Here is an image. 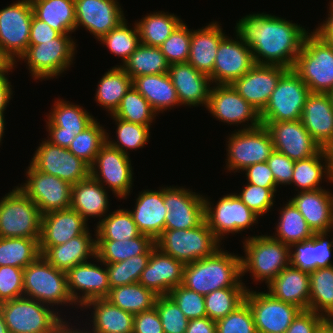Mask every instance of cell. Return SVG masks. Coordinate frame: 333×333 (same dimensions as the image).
Instances as JSON below:
<instances>
[{
    "label": "cell",
    "mask_w": 333,
    "mask_h": 333,
    "mask_svg": "<svg viewBox=\"0 0 333 333\" xmlns=\"http://www.w3.org/2000/svg\"><path fill=\"white\" fill-rule=\"evenodd\" d=\"M234 33L250 47L256 64L293 69L310 31L286 18L263 12L243 16Z\"/></svg>",
    "instance_id": "obj_1"
},
{
    "label": "cell",
    "mask_w": 333,
    "mask_h": 333,
    "mask_svg": "<svg viewBox=\"0 0 333 333\" xmlns=\"http://www.w3.org/2000/svg\"><path fill=\"white\" fill-rule=\"evenodd\" d=\"M241 279V255L219 248L209 257L185 264L182 285L205 296L221 288L246 287Z\"/></svg>",
    "instance_id": "obj_2"
},
{
    "label": "cell",
    "mask_w": 333,
    "mask_h": 333,
    "mask_svg": "<svg viewBox=\"0 0 333 333\" xmlns=\"http://www.w3.org/2000/svg\"><path fill=\"white\" fill-rule=\"evenodd\" d=\"M241 256L242 277L249 271L253 281L268 285L283 269L290 265V246L272 235L249 236L243 242Z\"/></svg>",
    "instance_id": "obj_3"
},
{
    "label": "cell",
    "mask_w": 333,
    "mask_h": 333,
    "mask_svg": "<svg viewBox=\"0 0 333 333\" xmlns=\"http://www.w3.org/2000/svg\"><path fill=\"white\" fill-rule=\"evenodd\" d=\"M23 296L53 309L54 305L76 306L68 291L66 272L53 267L42 255L24 268Z\"/></svg>",
    "instance_id": "obj_4"
},
{
    "label": "cell",
    "mask_w": 333,
    "mask_h": 333,
    "mask_svg": "<svg viewBox=\"0 0 333 333\" xmlns=\"http://www.w3.org/2000/svg\"><path fill=\"white\" fill-rule=\"evenodd\" d=\"M293 70L311 93H330L333 90V48L311 31L305 37Z\"/></svg>",
    "instance_id": "obj_5"
},
{
    "label": "cell",
    "mask_w": 333,
    "mask_h": 333,
    "mask_svg": "<svg viewBox=\"0 0 333 333\" xmlns=\"http://www.w3.org/2000/svg\"><path fill=\"white\" fill-rule=\"evenodd\" d=\"M0 308L9 333H56L66 322L57 308L24 296L0 303Z\"/></svg>",
    "instance_id": "obj_6"
},
{
    "label": "cell",
    "mask_w": 333,
    "mask_h": 333,
    "mask_svg": "<svg viewBox=\"0 0 333 333\" xmlns=\"http://www.w3.org/2000/svg\"><path fill=\"white\" fill-rule=\"evenodd\" d=\"M155 245L163 253L187 264L213 255L222 243L204 220L192 229L164 230Z\"/></svg>",
    "instance_id": "obj_7"
},
{
    "label": "cell",
    "mask_w": 333,
    "mask_h": 333,
    "mask_svg": "<svg viewBox=\"0 0 333 333\" xmlns=\"http://www.w3.org/2000/svg\"><path fill=\"white\" fill-rule=\"evenodd\" d=\"M71 34H61L53 40L29 45L19 61H25L33 80L57 78L74 62L76 43Z\"/></svg>",
    "instance_id": "obj_8"
},
{
    "label": "cell",
    "mask_w": 333,
    "mask_h": 333,
    "mask_svg": "<svg viewBox=\"0 0 333 333\" xmlns=\"http://www.w3.org/2000/svg\"><path fill=\"white\" fill-rule=\"evenodd\" d=\"M41 220L38 206L18 186L0 199V238L40 239Z\"/></svg>",
    "instance_id": "obj_9"
},
{
    "label": "cell",
    "mask_w": 333,
    "mask_h": 333,
    "mask_svg": "<svg viewBox=\"0 0 333 333\" xmlns=\"http://www.w3.org/2000/svg\"><path fill=\"white\" fill-rule=\"evenodd\" d=\"M33 15L30 0H18L0 9V53L15 67L29 47Z\"/></svg>",
    "instance_id": "obj_10"
},
{
    "label": "cell",
    "mask_w": 333,
    "mask_h": 333,
    "mask_svg": "<svg viewBox=\"0 0 333 333\" xmlns=\"http://www.w3.org/2000/svg\"><path fill=\"white\" fill-rule=\"evenodd\" d=\"M310 89L293 70L288 69L279 79L271 97L260 113L261 122L296 121L301 119Z\"/></svg>",
    "instance_id": "obj_11"
},
{
    "label": "cell",
    "mask_w": 333,
    "mask_h": 333,
    "mask_svg": "<svg viewBox=\"0 0 333 333\" xmlns=\"http://www.w3.org/2000/svg\"><path fill=\"white\" fill-rule=\"evenodd\" d=\"M234 131L227 136L229 138L227 139L228 144H226L227 159L225 162L227 163L225 167L228 171L240 173L251 165L267 162L274 151V146L271 135L264 125Z\"/></svg>",
    "instance_id": "obj_12"
},
{
    "label": "cell",
    "mask_w": 333,
    "mask_h": 333,
    "mask_svg": "<svg viewBox=\"0 0 333 333\" xmlns=\"http://www.w3.org/2000/svg\"><path fill=\"white\" fill-rule=\"evenodd\" d=\"M204 201L205 220L220 242L225 235L241 233L258 223V216L235 193L223 195L215 206L208 197Z\"/></svg>",
    "instance_id": "obj_13"
},
{
    "label": "cell",
    "mask_w": 333,
    "mask_h": 333,
    "mask_svg": "<svg viewBox=\"0 0 333 333\" xmlns=\"http://www.w3.org/2000/svg\"><path fill=\"white\" fill-rule=\"evenodd\" d=\"M132 171L130 157L108 142L102 146L90 166V176L119 199H126L131 193L134 181Z\"/></svg>",
    "instance_id": "obj_14"
},
{
    "label": "cell",
    "mask_w": 333,
    "mask_h": 333,
    "mask_svg": "<svg viewBox=\"0 0 333 333\" xmlns=\"http://www.w3.org/2000/svg\"><path fill=\"white\" fill-rule=\"evenodd\" d=\"M206 109L223 123L237 124V126L242 124L243 128L241 125L240 130L253 129L262 125L259 111L239 95L231 84L211 86Z\"/></svg>",
    "instance_id": "obj_15"
},
{
    "label": "cell",
    "mask_w": 333,
    "mask_h": 333,
    "mask_svg": "<svg viewBox=\"0 0 333 333\" xmlns=\"http://www.w3.org/2000/svg\"><path fill=\"white\" fill-rule=\"evenodd\" d=\"M245 301L252 311L257 333H285L302 311L298 306L278 300L263 291L248 289Z\"/></svg>",
    "instance_id": "obj_16"
},
{
    "label": "cell",
    "mask_w": 333,
    "mask_h": 333,
    "mask_svg": "<svg viewBox=\"0 0 333 333\" xmlns=\"http://www.w3.org/2000/svg\"><path fill=\"white\" fill-rule=\"evenodd\" d=\"M39 145L30 162L34 169L71 185L90 176V166L67 148L53 145L46 138Z\"/></svg>",
    "instance_id": "obj_17"
},
{
    "label": "cell",
    "mask_w": 333,
    "mask_h": 333,
    "mask_svg": "<svg viewBox=\"0 0 333 333\" xmlns=\"http://www.w3.org/2000/svg\"><path fill=\"white\" fill-rule=\"evenodd\" d=\"M26 183L18 186L37 206L42 215L71 208L72 185L56 176L34 169L26 170Z\"/></svg>",
    "instance_id": "obj_18"
},
{
    "label": "cell",
    "mask_w": 333,
    "mask_h": 333,
    "mask_svg": "<svg viewBox=\"0 0 333 333\" xmlns=\"http://www.w3.org/2000/svg\"><path fill=\"white\" fill-rule=\"evenodd\" d=\"M163 196L168 210L164 230L192 229L205 220V201L200 193L189 188L166 186Z\"/></svg>",
    "instance_id": "obj_19"
},
{
    "label": "cell",
    "mask_w": 333,
    "mask_h": 333,
    "mask_svg": "<svg viewBox=\"0 0 333 333\" xmlns=\"http://www.w3.org/2000/svg\"><path fill=\"white\" fill-rule=\"evenodd\" d=\"M46 116V129L49 132L46 140L64 148H68L75 136L96 119L82 106L60 98L54 101L53 108Z\"/></svg>",
    "instance_id": "obj_20"
},
{
    "label": "cell",
    "mask_w": 333,
    "mask_h": 333,
    "mask_svg": "<svg viewBox=\"0 0 333 333\" xmlns=\"http://www.w3.org/2000/svg\"><path fill=\"white\" fill-rule=\"evenodd\" d=\"M94 260L100 262L101 267L98 263L96 265L88 260L77 264L66 273L68 291L77 305L76 308L79 306L82 309L88 301L103 299L109 294L110 285L106 264L97 257Z\"/></svg>",
    "instance_id": "obj_21"
},
{
    "label": "cell",
    "mask_w": 333,
    "mask_h": 333,
    "mask_svg": "<svg viewBox=\"0 0 333 333\" xmlns=\"http://www.w3.org/2000/svg\"><path fill=\"white\" fill-rule=\"evenodd\" d=\"M235 36V40L225 36L218 46L213 72L209 75L213 85L232 84L256 64L250 47Z\"/></svg>",
    "instance_id": "obj_22"
},
{
    "label": "cell",
    "mask_w": 333,
    "mask_h": 333,
    "mask_svg": "<svg viewBox=\"0 0 333 333\" xmlns=\"http://www.w3.org/2000/svg\"><path fill=\"white\" fill-rule=\"evenodd\" d=\"M262 125L267 128L271 135L274 150L293 161L309 158L322 148L305 129L301 119L262 122Z\"/></svg>",
    "instance_id": "obj_23"
},
{
    "label": "cell",
    "mask_w": 333,
    "mask_h": 333,
    "mask_svg": "<svg viewBox=\"0 0 333 333\" xmlns=\"http://www.w3.org/2000/svg\"><path fill=\"white\" fill-rule=\"evenodd\" d=\"M75 31L84 27L98 41L125 20L117 0H74Z\"/></svg>",
    "instance_id": "obj_24"
},
{
    "label": "cell",
    "mask_w": 333,
    "mask_h": 333,
    "mask_svg": "<svg viewBox=\"0 0 333 333\" xmlns=\"http://www.w3.org/2000/svg\"><path fill=\"white\" fill-rule=\"evenodd\" d=\"M288 68L275 65L255 64L231 85L250 105L261 113L281 76Z\"/></svg>",
    "instance_id": "obj_25"
},
{
    "label": "cell",
    "mask_w": 333,
    "mask_h": 333,
    "mask_svg": "<svg viewBox=\"0 0 333 333\" xmlns=\"http://www.w3.org/2000/svg\"><path fill=\"white\" fill-rule=\"evenodd\" d=\"M184 266L182 261L155 247L139 283L158 296L168 295L173 288L182 284Z\"/></svg>",
    "instance_id": "obj_26"
},
{
    "label": "cell",
    "mask_w": 333,
    "mask_h": 333,
    "mask_svg": "<svg viewBox=\"0 0 333 333\" xmlns=\"http://www.w3.org/2000/svg\"><path fill=\"white\" fill-rule=\"evenodd\" d=\"M88 222L72 208L48 212L42 215L39 239L40 253L50 246L66 243L83 234Z\"/></svg>",
    "instance_id": "obj_27"
},
{
    "label": "cell",
    "mask_w": 333,
    "mask_h": 333,
    "mask_svg": "<svg viewBox=\"0 0 333 333\" xmlns=\"http://www.w3.org/2000/svg\"><path fill=\"white\" fill-rule=\"evenodd\" d=\"M168 74L177 91L180 105L207 107L211 90L210 76L197 71L189 63L169 65Z\"/></svg>",
    "instance_id": "obj_28"
},
{
    "label": "cell",
    "mask_w": 333,
    "mask_h": 333,
    "mask_svg": "<svg viewBox=\"0 0 333 333\" xmlns=\"http://www.w3.org/2000/svg\"><path fill=\"white\" fill-rule=\"evenodd\" d=\"M301 121L322 148L333 142V100L330 93H311L304 104Z\"/></svg>",
    "instance_id": "obj_29"
},
{
    "label": "cell",
    "mask_w": 333,
    "mask_h": 333,
    "mask_svg": "<svg viewBox=\"0 0 333 333\" xmlns=\"http://www.w3.org/2000/svg\"><path fill=\"white\" fill-rule=\"evenodd\" d=\"M330 192L325 188L299 191L290 199L313 232L333 231V194Z\"/></svg>",
    "instance_id": "obj_30"
},
{
    "label": "cell",
    "mask_w": 333,
    "mask_h": 333,
    "mask_svg": "<svg viewBox=\"0 0 333 333\" xmlns=\"http://www.w3.org/2000/svg\"><path fill=\"white\" fill-rule=\"evenodd\" d=\"M135 204L129 212L138 230L155 241L165 229L168 213L164 205L163 187L157 191L146 189L139 192Z\"/></svg>",
    "instance_id": "obj_31"
},
{
    "label": "cell",
    "mask_w": 333,
    "mask_h": 333,
    "mask_svg": "<svg viewBox=\"0 0 333 333\" xmlns=\"http://www.w3.org/2000/svg\"><path fill=\"white\" fill-rule=\"evenodd\" d=\"M267 288V292L274 298L294 304L302 310H309V272L290 264L267 285Z\"/></svg>",
    "instance_id": "obj_32"
},
{
    "label": "cell",
    "mask_w": 333,
    "mask_h": 333,
    "mask_svg": "<svg viewBox=\"0 0 333 333\" xmlns=\"http://www.w3.org/2000/svg\"><path fill=\"white\" fill-rule=\"evenodd\" d=\"M91 234L88 228L83 234L64 244L48 247L41 255L53 267L67 273L77 264L96 257V238Z\"/></svg>",
    "instance_id": "obj_33"
},
{
    "label": "cell",
    "mask_w": 333,
    "mask_h": 333,
    "mask_svg": "<svg viewBox=\"0 0 333 333\" xmlns=\"http://www.w3.org/2000/svg\"><path fill=\"white\" fill-rule=\"evenodd\" d=\"M219 22H211L200 29H191L190 54L187 63L206 75L213 72L215 57L221 40L226 36Z\"/></svg>",
    "instance_id": "obj_34"
},
{
    "label": "cell",
    "mask_w": 333,
    "mask_h": 333,
    "mask_svg": "<svg viewBox=\"0 0 333 333\" xmlns=\"http://www.w3.org/2000/svg\"><path fill=\"white\" fill-rule=\"evenodd\" d=\"M109 190L98 181L89 176L83 181L72 185L71 188V208L77 211L86 221L89 218L100 219L107 215L110 198ZM106 214V215H105Z\"/></svg>",
    "instance_id": "obj_35"
},
{
    "label": "cell",
    "mask_w": 333,
    "mask_h": 333,
    "mask_svg": "<svg viewBox=\"0 0 333 333\" xmlns=\"http://www.w3.org/2000/svg\"><path fill=\"white\" fill-rule=\"evenodd\" d=\"M91 309L92 329L87 333H133L134 315L111 304L107 299H94L88 301L83 307Z\"/></svg>",
    "instance_id": "obj_36"
},
{
    "label": "cell",
    "mask_w": 333,
    "mask_h": 333,
    "mask_svg": "<svg viewBox=\"0 0 333 333\" xmlns=\"http://www.w3.org/2000/svg\"><path fill=\"white\" fill-rule=\"evenodd\" d=\"M132 86L149 102L157 114L174 106H180L177 91L168 73L137 76L132 79Z\"/></svg>",
    "instance_id": "obj_37"
},
{
    "label": "cell",
    "mask_w": 333,
    "mask_h": 333,
    "mask_svg": "<svg viewBox=\"0 0 333 333\" xmlns=\"http://www.w3.org/2000/svg\"><path fill=\"white\" fill-rule=\"evenodd\" d=\"M34 16L61 34L75 32L74 0H30Z\"/></svg>",
    "instance_id": "obj_38"
},
{
    "label": "cell",
    "mask_w": 333,
    "mask_h": 333,
    "mask_svg": "<svg viewBox=\"0 0 333 333\" xmlns=\"http://www.w3.org/2000/svg\"><path fill=\"white\" fill-rule=\"evenodd\" d=\"M131 87V77L120 66H114L105 72L98 82L95 101L111 115Z\"/></svg>",
    "instance_id": "obj_39"
},
{
    "label": "cell",
    "mask_w": 333,
    "mask_h": 333,
    "mask_svg": "<svg viewBox=\"0 0 333 333\" xmlns=\"http://www.w3.org/2000/svg\"><path fill=\"white\" fill-rule=\"evenodd\" d=\"M324 178L330 183L327 155L321 148L315 155L295 161L291 186H296L298 192L322 189L320 183Z\"/></svg>",
    "instance_id": "obj_40"
},
{
    "label": "cell",
    "mask_w": 333,
    "mask_h": 333,
    "mask_svg": "<svg viewBox=\"0 0 333 333\" xmlns=\"http://www.w3.org/2000/svg\"><path fill=\"white\" fill-rule=\"evenodd\" d=\"M155 241L141 234L130 240H96V257L104 263L124 261L136 255L146 253Z\"/></svg>",
    "instance_id": "obj_41"
},
{
    "label": "cell",
    "mask_w": 333,
    "mask_h": 333,
    "mask_svg": "<svg viewBox=\"0 0 333 333\" xmlns=\"http://www.w3.org/2000/svg\"><path fill=\"white\" fill-rule=\"evenodd\" d=\"M135 22L139 30L140 43L159 47L183 20L174 13L158 11L145 15L140 21Z\"/></svg>",
    "instance_id": "obj_42"
},
{
    "label": "cell",
    "mask_w": 333,
    "mask_h": 333,
    "mask_svg": "<svg viewBox=\"0 0 333 333\" xmlns=\"http://www.w3.org/2000/svg\"><path fill=\"white\" fill-rule=\"evenodd\" d=\"M280 207V217L276 223V232L273 238L285 245L291 246L294 243L309 240L314 232L308 226L302 214L290 201Z\"/></svg>",
    "instance_id": "obj_43"
},
{
    "label": "cell",
    "mask_w": 333,
    "mask_h": 333,
    "mask_svg": "<svg viewBox=\"0 0 333 333\" xmlns=\"http://www.w3.org/2000/svg\"><path fill=\"white\" fill-rule=\"evenodd\" d=\"M158 295L139 282L110 289L105 298L111 304L136 315L155 306Z\"/></svg>",
    "instance_id": "obj_44"
},
{
    "label": "cell",
    "mask_w": 333,
    "mask_h": 333,
    "mask_svg": "<svg viewBox=\"0 0 333 333\" xmlns=\"http://www.w3.org/2000/svg\"><path fill=\"white\" fill-rule=\"evenodd\" d=\"M120 67L133 79L137 76L168 73L169 64L159 47L140 43Z\"/></svg>",
    "instance_id": "obj_45"
},
{
    "label": "cell",
    "mask_w": 333,
    "mask_h": 333,
    "mask_svg": "<svg viewBox=\"0 0 333 333\" xmlns=\"http://www.w3.org/2000/svg\"><path fill=\"white\" fill-rule=\"evenodd\" d=\"M96 240H130L141 235L128 209H117L97 222Z\"/></svg>",
    "instance_id": "obj_46"
},
{
    "label": "cell",
    "mask_w": 333,
    "mask_h": 333,
    "mask_svg": "<svg viewBox=\"0 0 333 333\" xmlns=\"http://www.w3.org/2000/svg\"><path fill=\"white\" fill-rule=\"evenodd\" d=\"M40 255L39 239L0 238V267L13 266L24 269Z\"/></svg>",
    "instance_id": "obj_47"
},
{
    "label": "cell",
    "mask_w": 333,
    "mask_h": 333,
    "mask_svg": "<svg viewBox=\"0 0 333 333\" xmlns=\"http://www.w3.org/2000/svg\"><path fill=\"white\" fill-rule=\"evenodd\" d=\"M309 276V310L325 317L333 312V266L318 268Z\"/></svg>",
    "instance_id": "obj_48"
},
{
    "label": "cell",
    "mask_w": 333,
    "mask_h": 333,
    "mask_svg": "<svg viewBox=\"0 0 333 333\" xmlns=\"http://www.w3.org/2000/svg\"><path fill=\"white\" fill-rule=\"evenodd\" d=\"M107 142V131L95 119L88 127L73 139L67 148L76 157L89 166L93 164L102 146Z\"/></svg>",
    "instance_id": "obj_49"
},
{
    "label": "cell",
    "mask_w": 333,
    "mask_h": 333,
    "mask_svg": "<svg viewBox=\"0 0 333 333\" xmlns=\"http://www.w3.org/2000/svg\"><path fill=\"white\" fill-rule=\"evenodd\" d=\"M127 22L126 19L123 20L116 28L98 40L103 46L105 45L109 49L111 54L121 58L122 63L116 66L123 65L140 44L139 30L136 22L133 28Z\"/></svg>",
    "instance_id": "obj_50"
},
{
    "label": "cell",
    "mask_w": 333,
    "mask_h": 333,
    "mask_svg": "<svg viewBox=\"0 0 333 333\" xmlns=\"http://www.w3.org/2000/svg\"><path fill=\"white\" fill-rule=\"evenodd\" d=\"M156 114L149 102L132 86L112 115L127 122L151 126Z\"/></svg>",
    "instance_id": "obj_51"
},
{
    "label": "cell",
    "mask_w": 333,
    "mask_h": 333,
    "mask_svg": "<svg viewBox=\"0 0 333 333\" xmlns=\"http://www.w3.org/2000/svg\"><path fill=\"white\" fill-rule=\"evenodd\" d=\"M247 290V287H227L205 295L207 317L217 321L234 311L245 301Z\"/></svg>",
    "instance_id": "obj_52"
},
{
    "label": "cell",
    "mask_w": 333,
    "mask_h": 333,
    "mask_svg": "<svg viewBox=\"0 0 333 333\" xmlns=\"http://www.w3.org/2000/svg\"><path fill=\"white\" fill-rule=\"evenodd\" d=\"M154 244L146 253L136 255L121 262L105 263L108 271L110 289L139 282L142 271L146 268Z\"/></svg>",
    "instance_id": "obj_53"
},
{
    "label": "cell",
    "mask_w": 333,
    "mask_h": 333,
    "mask_svg": "<svg viewBox=\"0 0 333 333\" xmlns=\"http://www.w3.org/2000/svg\"><path fill=\"white\" fill-rule=\"evenodd\" d=\"M111 118L117 125L116 129V141L112 140L107 132V142L114 148L119 149L124 154L129 155L127 150H138L143 148L148 140H150V126L139 125L132 122H127L122 119L114 117L112 114Z\"/></svg>",
    "instance_id": "obj_54"
},
{
    "label": "cell",
    "mask_w": 333,
    "mask_h": 333,
    "mask_svg": "<svg viewBox=\"0 0 333 333\" xmlns=\"http://www.w3.org/2000/svg\"><path fill=\"white\" fill-rule=\"evenodd\" d=\"M191 29L182 22L159 46L169 65L187 63L190 54Z\"/></svg>",
    "instance_id": "obj_55"
},
{
    "label": "cell",
    "mask_w": 333,
    "mask_h": 333,
    "mask_svg": "<svg viewBox=\"0 0 333 333\" xmlns=\"http://www.w3.org/2000/svg\"><path fill=\"white\" fill-rule=\"evenodd\" d=\"M164 333H185L189 319L169 295L158 296L155 302Z\"/></svg>",
    "instance_id": "obj_56"
},
{
    "label": "cell",
    "mask_w": 333,
    "mask_h": 333,
    "mask_svg": "<svg viewBox=\"0 0 333 333\" xmlns=\"http://www.w3.org/2000/svg\"><path fill=\"white\" fill-rule=\"evenodd\" d=\"M277 188H263L247 183L238 194L239 199L258 217L266 215L274 206ZM266 213V214H265Z\"/></svg>",
    "instance_id": "obj_57"
},
{
    "label": "cell",
    "mask_w": 333,
    "mask_h": 333,
    "mask_svg": "<svg viewBox=\"0 0 333 333\" xmlns=\"http://www.w3.org/2000/svg\"><path fill=\"white\" fill-rule=\"evenodd\" d=\"M216 333H257L248 303L244 301L234 311L218 319Z\"/></svg>",
    "instance_id": "obj_58"
},
{
    "label": "cell",
    "mask_w": 333,
    "mask_h": 333,
    "mask_svg": "<svg viewBox=\"0 0 333 333\" xmlns=\"http://www.w3.org/2000/svg\"><path fill=\"white\" fill-rule=\"evenodd\" d=\"M168 295L174 300L189 320L207 316L204 295L199 294L182 284L173 288Z\"/></svg>",
    "instance_id": "obj_59"
},
{
    "label": "cell",
    "mask_w": 333,
    "mask_h": 333,
    "mask_svg": "<svg viewBox=\"0 0 333 333\" xmlns=\"http://www.w3.org/2000/svg\"><path fill=\"white\" fill-rule=\"evenodd\" d=\"M23 272L18 267H0V303L23 297Z\"/></svg>",
    "instance_id": "obj_60"
},
{
    "label": "cell",
    "mask_w": 333,
    "mask_h": 333,
    "mask_svg": "<svg viewBox=\"0 0 333 333\" xmlns=\"http://www.w3.org/2000/svg\"><path fill=\"white\" fill-rule=\"evenodd\" d=\"M316 260L317 239L314 236L290 246V264L293 267L310 273L316 270Z\"/></svg>",
    "instance_id": "obj_61"
},
{
    "label": "cell",
    "mask_w": 333,
    "mask_h": 333,
    "mask_svg": "<svg viewBox=\"0 0 333 333\" xmlns=\"http://www.w3.org/2000/svg\"><path fill=\"white\" fill-rule=\"evenodd\" d=\"M267 164L273 173L277 187L291 185L295 161L274 150L267 159Z\"/></svg>",
    "instance_id": "obj_62"
},
{
    "label": "cell",
    "mask_w": 333,
    "mask_h": 333,
    "mask_svg": "<svg viewBox=\"0 0 333 333\" xmlns=\"http://www.w3.org/2000/svg\"><path fill=\"white\" fill-rule=\"evenodd\" d=\"M133 333H164L156 307L134 315Z\"/></svg>",
    "instance_id": "obj_63"
},
{
    "label": "cell",
    "mask_w": 333,
    "mask_h": 333,
    "mask_svg": "<svg viewBox=\"0 0 333 333\" xmlns=\"http://www.w3.org/2000/svg\"><path fill=\"white\" fill-rule=\"evenodd\" d=\"M247 183H251L263 188H278L274 180L273 173L267 162H260L247 167L243 170Z\"/></svg>",
    "instance_id": "obj_64"
},
{
    "label": "cell",
    "mask_w": 333,
    "mask_h": 333,
    "mask_svg": "<svg viewBox=\"0 0 333 333\" xmlns=\"http://www.w3.org/2000/svg\"><path fill=\"white\" fill-rule=\"evenodd\" d=\"M324 317L310 310H302L285 333H315Z\"/></svg>",
    "instance_id": "obj_65"
},
{
    "label": "cell",
    "mask_w": 333,
    "mask_h": 333,
    "mask_svg": "<svg viewBox=\"0 0 333 333\" xmlns=\"http://www.w3.org/2000/svg\"><path fill=\"white\" fill-rule=\"evenodd\" d=\"M61 35V33L46 22L37 19L33 15V19L30 26V38L29 45H38L46 41L53 40Z\"/></svg>",
    "instance_id": "obj_66"
},
{
    "label": "cell",
    "mask_w": 333,
    "mask_h": 333,
    "mask_svg": "<svg viewBox=\"0 0 333 333\" xmlns=\"http://www.w3.org/2000/svg\"><path fill=\"white\" fill-rule=\"evenodd\" d=\"M331 232H314L313 236L317 239V260L316 269L323 267L333 266L331 261V252L333 249V236L332 241L328 240ZM327 238V239H326Z\"/></svg>",
    "instance_id": "obj_67"
},
{
    "label": "cell",
    "mask_w": 333,
    "mask_h": 333,
    "mask_svg": "<svg viewBox=\"0 0 333 333\" xmlns=\"http://www.w3.org/2000/svg\"><path fill=\"white\" fill-rule=\"evenodd\" d=\"M14 68L15 66L10 64L6 69L0 71V111H5L11 98H13L12 85L6 75L13 72Z\"/></svg>",
    "instance_id": "obj_68"
},
{
    "label": "cell",
    "mask_w": 333,
    "mask_h": 333,
    "mask_svg": "<svg viewBox=\"0 0 333 333\" xmlns=\"http://www.w3.org/2000/svg\"><path fill=\"white\" fill-rule=\"evenodd\" d=\"M185 333H216V321L207 316L197 319H191Z\"/></svg>",
    "instance_id": "obj_69"
},
{
    "label": "cell",
    "mask_w": 333,
    "mask_h": 333,
    "mask_svg": "<svg viewBox=\"0 0 333 333\" xmlns=\"http://www.w3.org/2000/svg\"><path fill=\"white\" fill-rule=\"evenodd\" d=\"M329 13L328 17L319 24L318 28L313 29L314 32H333V0L329 3Z\"/></svg>",
    "instance_id": "obj_70"
},
{
    "label": "cell",
    "mask_w": 333,
    "mask_h": 333,
    "mask_svg": "<svg viewBox=\"0 0 333 333\" xmlns=\"http://www.w3.org/2000/svg\"><path fill=\"white\" fill-rule=\"evenodd\" d=\"M327 159H328V170H329V177H330V183H333V142L329 143L324 148Z\"/></svg>",
    "instance_id": "obj_71"
},
{
    "label": "cell",
    "mask_w": 333,
    "mask_h": 333,
    "mask_svg": "<svg viewBox=\"0 0 333 333\" xmlns=\"http://www.w3.org/2000/svg\"><path fill=\"white\" fill-rule=\"evenodd\" d=\"M70 323L71 322H68V321H66L57 331H56V333H87L86 332V330H85V328H83L82 330H80L79 329V327H78V329L75 327V326H73L72 327V324L70 325ZM71 326V327H70Z\"/></svg>",
    "instance_id": "obj_72"
},
{
    "label": "cell",
    "mask_w": 333,
    "mask_h": 333,
    "mask_svg": "<svg viewBox=\"0 0 333 333\" xmlns=\"http://www.w3.org/2000/svg\"><path fill=\"white\" fill-rule=\"evenodd\" d=\"M315 333H333V329L330 325L324 320L315 330Z\"/></svg>",
    "instance_id": "obj_73"
},
{
    "label": "cell",
    "mask_w": 333,
    "mask_h": 333,
    "mask_svg": "<svg viewBox=\"0 0 333 333\" xmlns=\"http://www.w3.org/2000/svg\"><path fill=\"white\" fill-rule=\"evenodd\" d=\"M333 48V32H316Z\"/></svg>",
    "instance_id": "obj_74"
},
{
    "label": "cell",
    "mask_w": 333,
    "mask_h": 333,
    "mask_svg": "<svg viewBox=\"0 0 333 333\" xmlns=\"http://www.w3.org/2000/svg\"><path fill=\"white\" fill-rule=\"evenodd\" d=\"M4 112L5 111H0V143H1V141H2V137H3V135H4V130H5V117H4ZM1 145V144H0Z\"/></svg>",
    "instance_id": "obj_75"
},
{
    "label": "cell",
    "mask_w": 333,
    "mask_h": 333,
    "mask_svg": "<svg viewBox=\"0 0 333 333\" xmlns=\"http://www.w3.org/2000/svg\"><path fill=\"white\" fill-rule=\"evenodd\" d=\"M0 333H9V329L5 323L1 308H0Z\"/></svg>",
    "instance_id": "obj_76"
},
{
    "label": "cell",
    "mask_w": 333,
    "mask_h": 333,
    "mask_svg": "<svg viewBox=\"0 0 333 333\" xmlns=\"http://www.w3.org/2000/svg\"><path fill=\"white\" fill-rule=\"evenodd\" d=\"M10 64L0 53V71L6 69Z\"/></svg>",
    "instance_id": "obj_77"
},
{
    "label": "cell",
    "mask_w": 333,
    "mask_h": 333,
    "mask_svg": "<svg viewBox=\"0 0 333 333\" xmlns=\"http://www.w3.org/2000/svg\"><path fill=\"white\" fill-rule=\"evenodd\" d=\"M324 320L330 325V327L333 329V312L327 314L324 317Z\"/></svg>",
    "instance_id": "obj_78"
},
{
    "label": "cell",
    "mask_w": 333,
    "mask_h": 333,
    "mask_svg": "<svg viewBox=\"0 0 333 333\" xmlns=\"http://www.w3.org/2000/svg\"><path fill=\"white\" fill-rule=\"evenodd\" d=\"M330 95H331L332 100H333V90L330 92Z\"/></svg>",
    "instance_id": "obj_79"
}]
</instances>
